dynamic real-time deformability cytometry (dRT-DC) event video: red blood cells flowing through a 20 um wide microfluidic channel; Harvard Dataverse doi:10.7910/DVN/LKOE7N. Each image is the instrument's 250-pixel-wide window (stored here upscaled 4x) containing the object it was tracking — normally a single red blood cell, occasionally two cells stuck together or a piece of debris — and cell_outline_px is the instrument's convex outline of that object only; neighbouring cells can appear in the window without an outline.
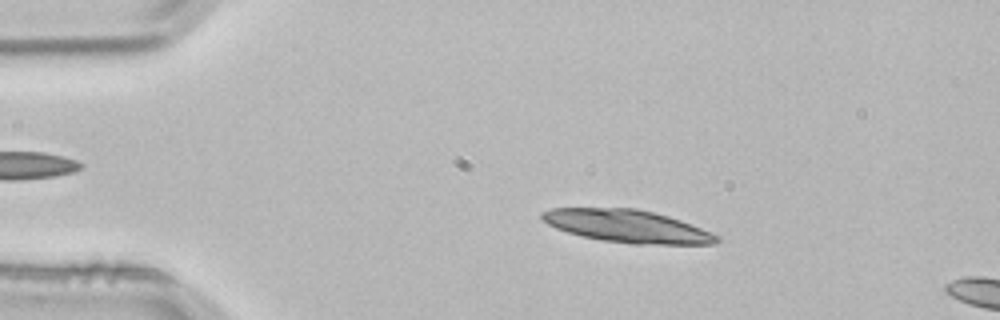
{"species": "common noctule bat (a hibernating species)", "species_latin": "Nyctalus noctula", "temperature_condition": "room temperature", "stored_images_in_passage": 3, "camera_frame_rate_fps": 3000, "um_per_image_px": 0.085, "animal": {"sex": "male", "body_mass_g": 21.5, "forearm_length_mm": 52.0}, "frame": {"image": 1, "passage_image": 2, "time_ms": 0.333, "image_size_px": [1000, 320], "cell_outline_px": [[720, 240], [716, 244], [632, 244], [604, 240], [580, 236], [556, 228], [548, 224], [540, 216], [540, 212], [552, 208], [636, 208], [668, 216], [680, 220], [712, 232], [720, 236]], "centroid_in_image_um": [53.33, 19.23], "position_along_channel_um": 31.7, "area_um2": 33.18}}